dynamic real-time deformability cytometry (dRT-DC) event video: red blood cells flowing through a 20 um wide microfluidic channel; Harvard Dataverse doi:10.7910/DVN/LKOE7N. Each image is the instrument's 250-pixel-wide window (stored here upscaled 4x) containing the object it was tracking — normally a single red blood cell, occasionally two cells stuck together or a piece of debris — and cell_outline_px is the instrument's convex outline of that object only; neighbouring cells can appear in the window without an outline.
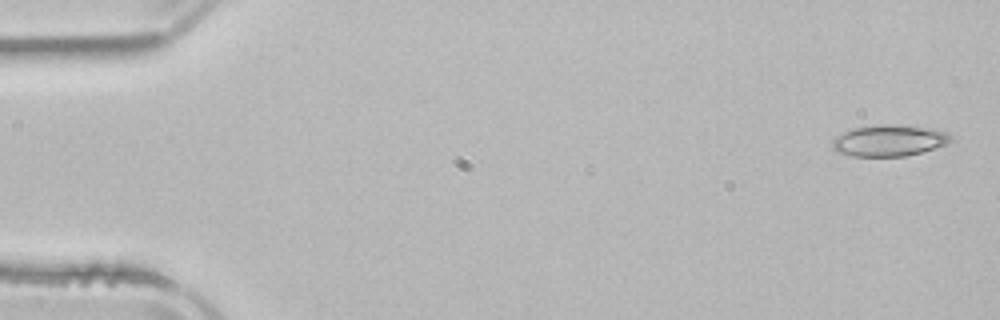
{"species": "common noctule bat (a hibernating species)", "species_latin": "Nyctalus noctula", "temperature_condition": "room temperature", "stored_images_in_passage": 3, "camera_frame_rate_fps": 3000, "um_per_image_px": 0.085, "animal": {"sex": "male", "body_mass_g": 21.5, "forearm_length_mm": 52.0}, "frame": {"image": 1, "passage_image": 1, "time_ms": 0.0, "image_size_px": [1000, 320], "cell_outline_px": [[952, 140], [948, 144], [920, 152], [904, 156], [852, 156], [836, 152], [832, 148], [832, 140], [836, 136], [852, 128], [880, 124], [896, 124], [924, 128], [948, 132], [952, 136]], "centroid_in_image_um": [75.54, 11.94], "position_along_channel_um": 9.5, "area_um2": 21.62}}
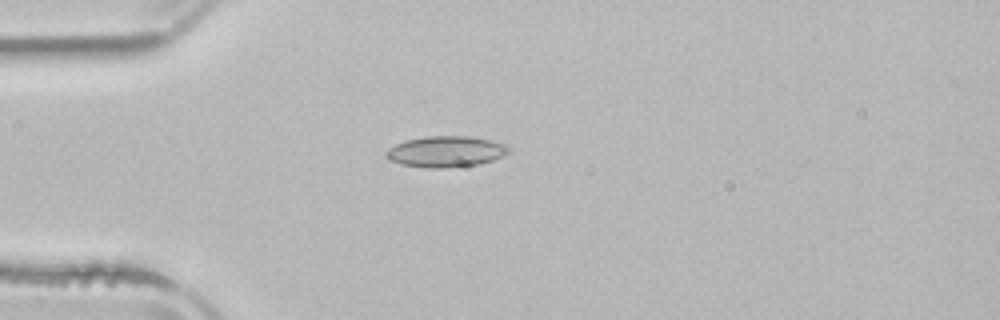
{"frame": {"image": 2, "passage_image": 3, "time_ms": 4.0, "image_size_px": [1000, 320], "cell_outline_px": [[512, 148], [504, 156], [492, 160], [476, 164], [452, 168], [428, 168], [404, 164], [388, 160], [384, 156], [384, 152], [388, 148], [404, 140], [424, 136], [468, 136], [492, 140], [504, 144]], "centroid_in_image_um": [37.88, 12.88], "position_along_channel_um": 47.1, "area_um2": 22.37}}